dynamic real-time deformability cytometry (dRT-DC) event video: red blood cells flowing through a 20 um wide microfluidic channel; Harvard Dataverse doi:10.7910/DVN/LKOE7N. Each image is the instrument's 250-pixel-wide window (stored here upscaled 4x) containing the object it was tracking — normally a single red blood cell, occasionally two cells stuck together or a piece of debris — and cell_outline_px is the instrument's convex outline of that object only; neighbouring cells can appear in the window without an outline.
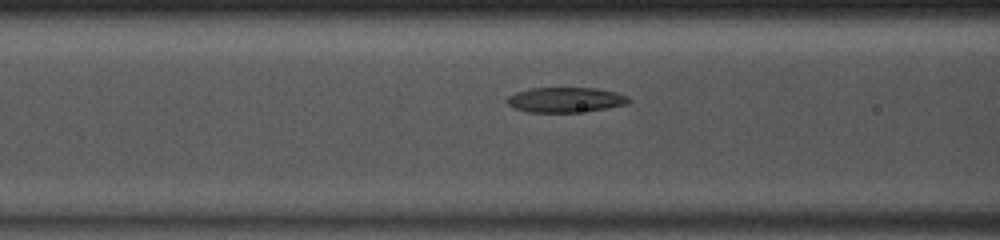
{"species": "common noctule bat (a hibernating species)", "species_latin": "Nyctalus noctula", "temperature_condition": "room temperature", "stored_images_in_passage": 33, "camera_frame_rate_fps": 3000, "um_per_image_px": 0.085, "animal": {"sex": "male", "body_mass_g": 13.0, "forearm_length_mm": 53.1}, "frame": {"image": 1, "passage_image": 4, "time_ms": 1.0, "image_size_px": [1000, 240], "cell_outline_px": [[632, 100], [628, 104], [604, 108], [576, 112], [528, 112], [516, 108], [508, 104], [504, 100], [508, 96], [516, 92], [528, 88], [596, 88], [616, 92], [628, 96]], "centroid_in_image_um": [48.06, 8.47], "position_along_channel_um": 118.5, "area_um2": 17.74}}
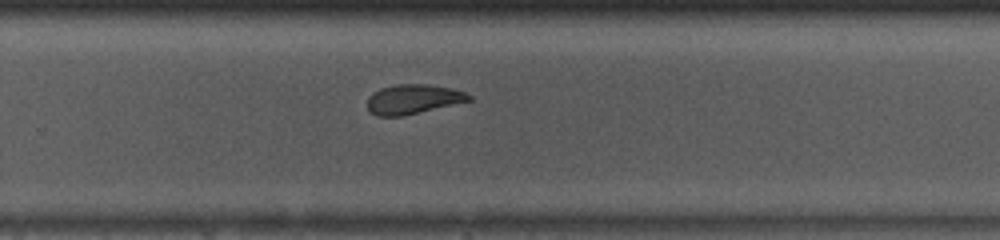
{"frame": {"image": 2, "passage_image": 17, "time_ms": 5.333, "image_size_px": [1000, 240], "cell_outline_px": [[472, 100], [400, 116], [376, 116], [368, 108], [368, 96], [372, 92], [380, 88], [396, 84], [424, 84], [448, 88], [464, 92], [472, 96]], "centroid_in_image_um": [35.07, 8.42], "position_along_channel_um": 294.7, "area_um2": 17.17}}
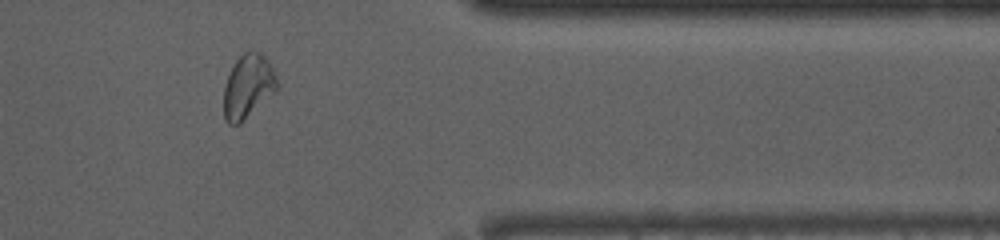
{"frame": {"image": 3, "passage_image": 25, "time_ms": 8.0, "image_size_px": [1000, 240], "cell_outline_px": [[280, 84], [276, 92], [240, 124], [228, 124], [224, 116], [224, 84], [236, 60], [244, 52], [260, 52], [268, 60], [276, 72]], "centroid_in_image_um": [21.12, 7.36], "position_along_channel_um": 390.3, "area_um2": 20.06}, "authors_computed_cell_mechanics": {"area_um2": 18.0914, "velocity_mm_per_s": 4.0712, "shape_relaxation_time_tau1_ms": 3.3827, "shape_relaxation_time_tau2_ms": 2.648, "deformation_change_tau1": 0.1323, "deformation_change_tau2": 0.0912}}